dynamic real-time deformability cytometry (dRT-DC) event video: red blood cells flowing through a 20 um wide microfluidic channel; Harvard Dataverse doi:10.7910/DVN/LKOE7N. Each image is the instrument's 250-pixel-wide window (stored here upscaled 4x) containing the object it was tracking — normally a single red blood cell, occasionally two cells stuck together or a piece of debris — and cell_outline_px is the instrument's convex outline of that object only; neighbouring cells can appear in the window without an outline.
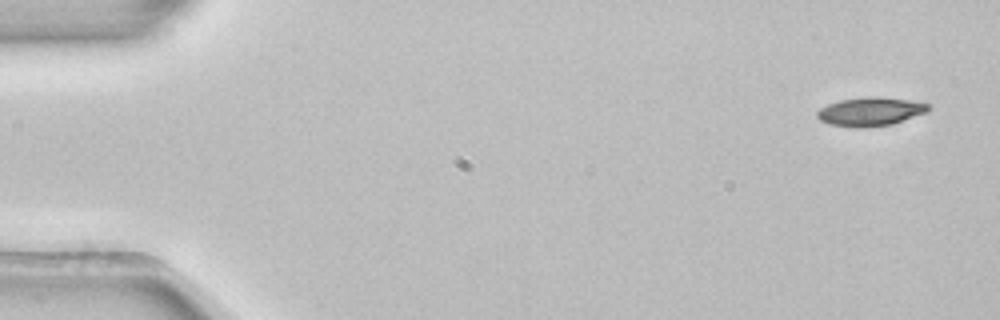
{"species": "common noctule bat (a hibernating species)", "species_latin": "Nyctalus noctula", "temperature_condition": "room temperature", "stored_images_in_passage": 3, "camera_frame_rate_fps": 3000, "um_per_image_px": 0.085, "animal": {"sex": "female", "body_mass_g": 22.7, "forearm_length_mm": 54.2}, "frame": {"image": 1, "passage_image": 1, "time_ms": 0.0, "image_size_px": [1000, 320], "cell_outline_px": [[932, 108], [928, 112], [892, 124], [868, 128], [856, 128], [828, 124], [820, 120], [816, 116], [816, 112], [820, 108], [828, 104], [840, 100], [864, 96], [880, 96], [912, 100], [928, 104]], "centroid_in_image_um": [73.99, 9.48], "position_along_channel_um": 11.0, "area_um2": 19.02}}